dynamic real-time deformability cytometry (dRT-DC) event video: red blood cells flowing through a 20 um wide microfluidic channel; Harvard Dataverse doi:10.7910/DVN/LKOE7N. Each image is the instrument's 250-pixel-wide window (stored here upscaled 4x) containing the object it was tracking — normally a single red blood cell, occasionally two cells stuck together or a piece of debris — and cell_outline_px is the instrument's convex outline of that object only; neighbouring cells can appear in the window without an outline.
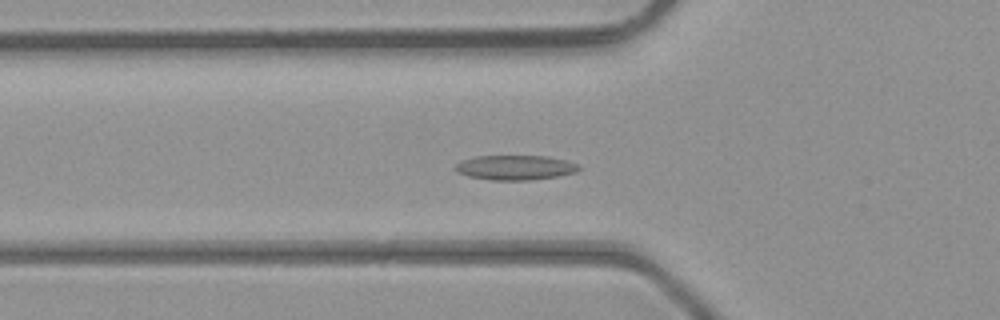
{"species": "common noctule bat (a hibernating species)", "species_latin": "Nyctalus noctula", "temperature_condition": "room temperature", "stored_images_in_passage": 33, "camera_frame_rate_fps": 3000, "um_per_image_px": 0.085, "animal": {"sex": "male", "body_mass_g": 23.1, "forearm_length_mm": 52.7}, "frame": {"image": 1, "passage_image": 2, "time_ms": 0.333, "image_size_px": [1000, 320], "cell_outline_px": [[580, 168], [576, 172], [556, 176], [528, 180], [492, 180], [468, 176], [456, 172], [452, 168], [460, 160], [476, 156], [548, 156], [580, 164]], "centroid_in_image_um": [43.75, 14.23], "position_along_channel_um": 82.1, "area_um2": 17.86}}
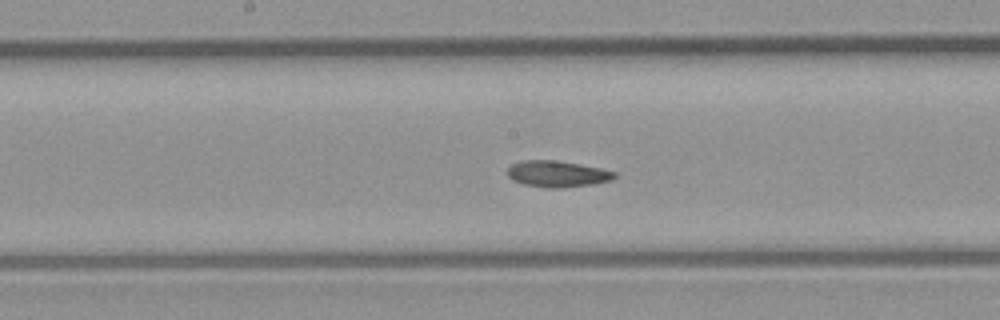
{"frame": {"image": 2, "passage_image": 10, "time_ms": 3.0, "image_size_px": [1000, 320], "cell_outline_px": [[616, 176], [612, 180], [592, 184], [560, 188], [544, 188], [524, 184], [512, 180], [504, 172], [512, 164], [520, 160], [556, 160], [600, 168], [616, 172]], "centroid_in_image_um": [47.32, 14.78], "position_along_channel_um": 200.9, "area_um2": 16.53}}
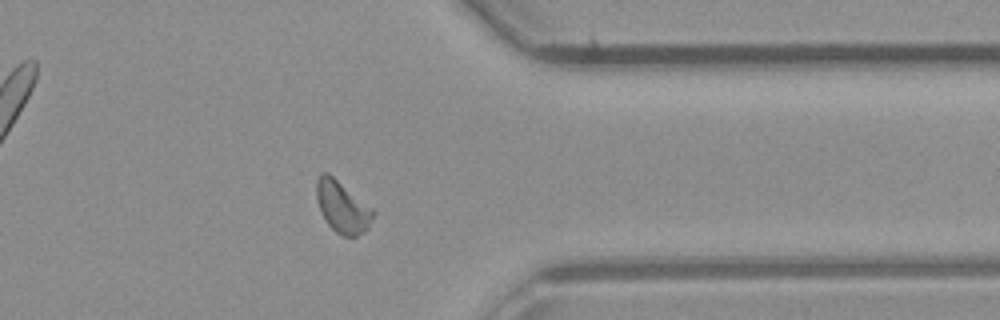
{"frame": {"image": 3, "passage_image": 23, "time_ms": 7.333, "image_size_px": [1000, 320], "cell_outline_px": [[376, 212], [368, 228], [364, 232], [356, 236], [344, 236], [336, 232], [324, 220], [320, 212], [316, 200], [316, 180], [320, 172], [328, 172], [372, 208]], "centroid_in_image_um": [29.07, 17.58], "position_along_channel_um": 382.3, "area_um2": 17.17}, "authors_computed_cell_mechanics": {"area_um2": 16.5308, "velocity_mm_per_s": 4.4199, "shape_relaxation_time_tau1_ms": 7.1661, "shape_relaxation_time_tau2_ms": 5.3457, "deformation_change_tau1": 0.1428, "deformation_change_tau2": 0.099}}